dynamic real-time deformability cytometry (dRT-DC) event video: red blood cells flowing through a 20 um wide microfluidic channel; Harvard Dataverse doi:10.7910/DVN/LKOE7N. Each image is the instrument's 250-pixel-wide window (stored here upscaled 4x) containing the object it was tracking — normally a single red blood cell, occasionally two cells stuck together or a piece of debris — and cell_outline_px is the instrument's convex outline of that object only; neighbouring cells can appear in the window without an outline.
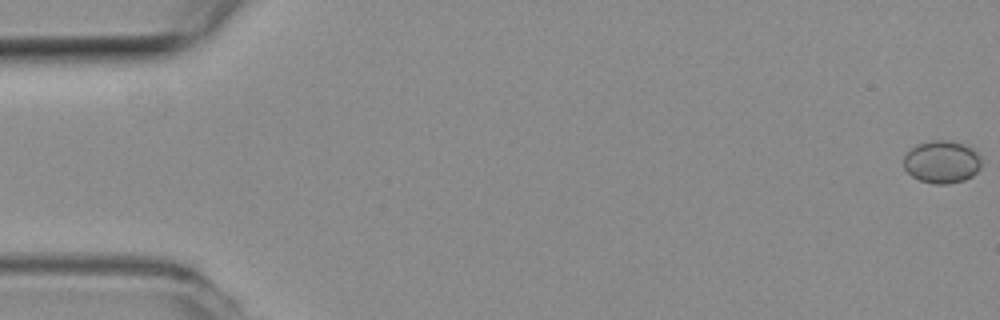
{"species": "common noctule bat (a hibernating species)", "species_latin": "Nyctalus noctula", "temperature_condition": "room temperature", "stored_images_in_passage": 22, "camera_frame_rate_fps": 3000, "um_per_image_px": 0.085, "animal": {"sex": "female", "body_mass_g": 19.3, "forearm_length_mm": 54.1}, "frame": {"image": 1, "passage_image": 1, "time_ms": 0.0, "image_size_px": [1000, 320], "cell_outline_px": [[980, 168], [972, 176], [964, 180], [948, 184], [936, 184], [920, 180], [912, 176], [904, 168], [904, 156], [912, 148], [920, 144], [932, 140], [948, 140], [964, 144], [972, 148], [980, 156]], "centroid_in_image_um": [80.07, 13.76], "position_along_channel_um": 4.9, "area_um2": 19.13}}
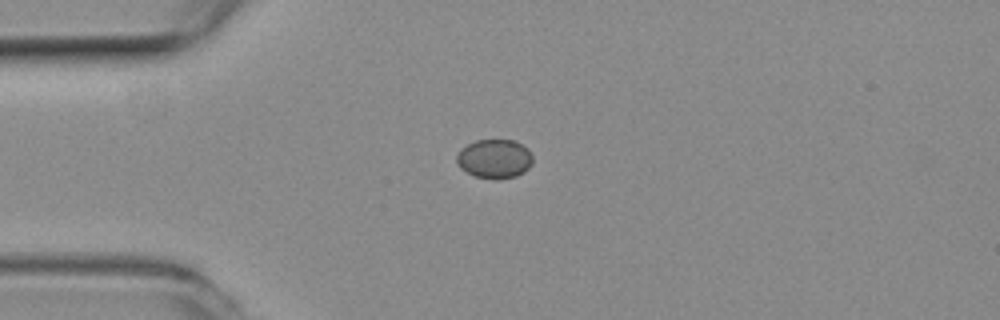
{"frame": {"image": 2, "passage_image": 15, "time_ms": 4.667, "image_size_px": [1000, 320], "cell_outline_px": [[532, 164], [524, 172], [516, 176], [496, 180], [476, 176], [460, 168], [456, 164], [456, 156], [460, 148], [476, 140], [512, 140], [528, 148], [532, 156]], "centroid_in_image_um": [42.02, 13.5], "position_along_channel_um": 43.0, "area_um2": 17.4}}
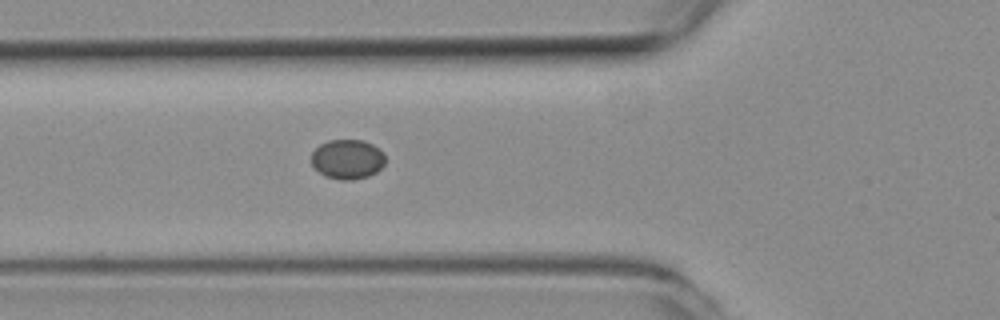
{"frame": {"image": 3, "passage_image": 21, "time_ms": 6.667, "image_size_px": [1000, 320], "cell_outline_px": [[384, 164], [376, 172], [368, 176], [352, 180], [340, 180], [324, 176], [312, 164], [312, 152], [320, 144], [328, 140], [364, 140], [380, 148], [384, 152]], "centroid_in_image_um": [29.54, 13.53], "position_along_channel_um": 96.3, "area_um2": 17.11}}